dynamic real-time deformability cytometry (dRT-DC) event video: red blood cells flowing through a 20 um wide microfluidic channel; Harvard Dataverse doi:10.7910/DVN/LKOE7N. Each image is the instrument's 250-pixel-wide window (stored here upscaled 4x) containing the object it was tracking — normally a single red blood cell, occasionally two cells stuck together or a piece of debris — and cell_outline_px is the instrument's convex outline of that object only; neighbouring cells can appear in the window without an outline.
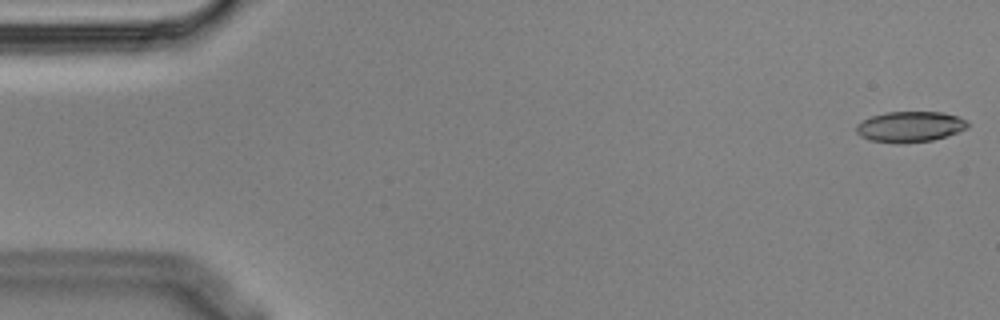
{"species": "Egyptian fruit bat (a non-hibernating species)", "species_latin": "Rousettus aegyptiacus", "temperature_condition": "cold", "stored_images_in_passage": 4, "camera_frame_rate_fps": 3000, "um_per_image_px": 0.085, "animal": {"sex": "male"}, "frame": {"image": 1, "passage_image": 1, "time_ms": 0.0, "image_size_px": [1000, 320], "cell_outline_px": [[968, 128], [932, 140], [868, 140], [860, 136], [856, 132], [856, 124], [872, 116], [888, 112], [944, 112], [956, 116], [964, 120], [968, 124]], "centroid_in_image_um": [77.34, 10.72], "position_along_channel_um": 7.7, "area_um2": 18.84}}